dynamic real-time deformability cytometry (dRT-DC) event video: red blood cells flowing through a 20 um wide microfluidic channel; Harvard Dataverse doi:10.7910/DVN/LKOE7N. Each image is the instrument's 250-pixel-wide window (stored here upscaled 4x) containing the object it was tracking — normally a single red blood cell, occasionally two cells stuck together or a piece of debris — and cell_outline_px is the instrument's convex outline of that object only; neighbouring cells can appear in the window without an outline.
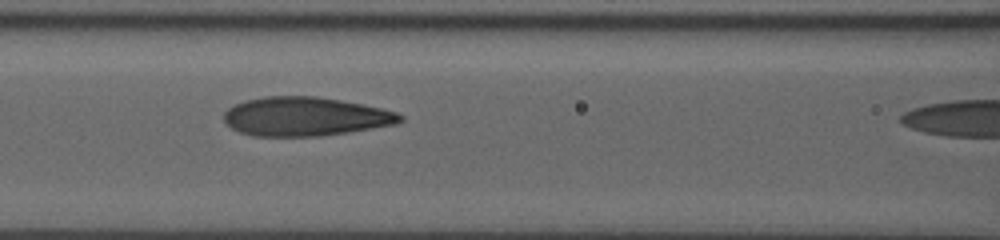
{"species": "human", "species_latin": "Homo sapiens", "temperature_condition": "room temperature", "stored_images_in_passage": 38, "camera_frame_rate_fps": 3000, "um_per_image_px": 0.085, "donor": {"sex": "male"}, "frame": {"image": 1, "passage_image": 24, "time_ms": 7.667, "image_size_px": [1000, 240], "cell_outline_px": [[404, 120], [396, 124], [348, 132], [320, 136], [252, 136], [240, 132], [232, 128], [224, 120], [224, 112], [228, 108], [244, 100], [264, 96], [316, 96], [340, 100], [380, 108], [396, 112], [404, 116]], "centroid_in_image_um": [25.93, 9.9], "position_along_channel_um": 140.7, "area_um2": 39.88}}
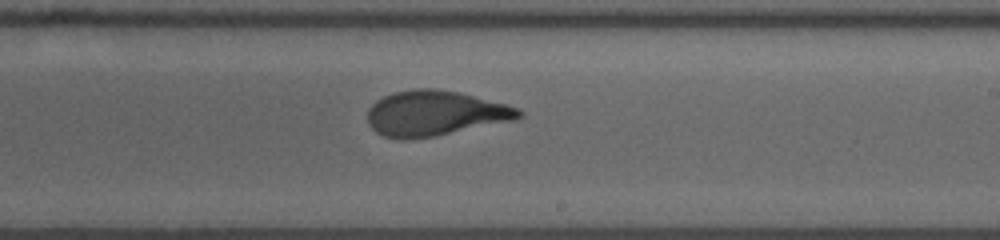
{"frame": {"image": 2, "passage_image": 33, "time_ms": 10.667, "image_size_px": [1000, 240], "cell_outline_px": [[524, 116], [516, 120], [436, 136], [404, 140], [384, 136], [376, 132], [368, 124], [368, 108], [376, 100], [392, 92], [416, 88], [436, 88], [460, 92], [520, 108], [524, 112]], "centroid_in_image_um": [36.99, 9.63], "position_along_channel_um": 252.0, "area_um2": 40.23}}
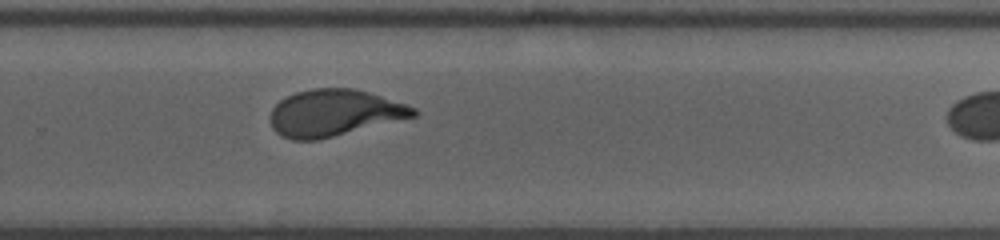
{"frame": {"image": 3, "passage_image": 37, "time_ms": 12.0, "image_size_px": [1000, 240], "cell_outline_px": [[420, 112], [416, 116], [316, 140], [292, 140], [280, 136], [272, 128], [268, 116], [272, 108], [280, 100], [296, 92], [312, 88], [352, 88], [368, 92], [416, 108]], "centroid_in_image_um": [28.35, 9.6], "position_along_channel_um": 301.5, "area_um2": 38.73}}